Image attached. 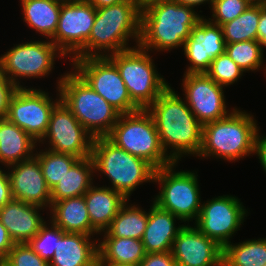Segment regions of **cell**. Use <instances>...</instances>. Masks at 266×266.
Listing matches in <instances>:
<instances>
[{
    "label": "cell",
    "mask_w": 266,
    "mask_h": 266,
    "mask_svg": "<svg viewBox=\"0 0 266 266\" xmlns=\"http://www.w3.org/2000/svg\"><path fill=\"white\" fill-rule=\"evenodd\" d=\"M176 266H222L223 248L195 226L184 225L173 241Z\"/></svg>",
    "instance_id": "obj_17"
},
{
    "label": "cell",
    "mask_w": 266,
    "mask_h": 266,
    "mask_svg": "<svg viewBox=\"0 0 266 266\" xmlns=\"http://www.w3.org/2000/svg\"><path fill=\"white\" fill-rule=\"evenodd\" d=\"M253 115L233 108L225 118L203 125L199 157L237 161L254 153L258 124Z\"/></svg>",
    "instance_id": "obj_4"
},
{
    "label": "cell",
    "mask_w": 266,
    "mask_h": 266,
    "mask_svg": "<svg viewBox=\"0 0 266 266\" xmlns=\"http://www.w3.org/2000/svg\"><path fill=\"white\" fill-rule=\"evenodd\" d=\"M176 219L182 221L171 212L152 204L142 238L146 253L171 251L174 239L184 226H175Z\"/></svg>",
    "instance_id": "obj_20"
},
{
    "label": "cell",
    "mask_w": 266,
    "mask_h": 266,
    "mask_svg": "<svg viewBox=\"0 0 266 266\" xmlns=\"http://www.w3.org/2000/svg\"><path fill=\"white\" fill-rule=\"evenodd\" d=\"M189 37L197 43H204L205 57H209L211 62L225 53L226 42L221 26L204 17L191 29Z\"/></svg>",
    "instance_id": "obj_32"
},
{
    "label": "cell",
    "mask_w": 266,
    "mask_h": 266,
    "mask_svg": "<svg viewBox=\"0 0 266 266\" xmlns=\"http://www.w3.org/2000/svg\"><path fill=\"white\" fill-rule=\"evenodd\" d=\"M225 52L245 72L262 68L263 51L258 40L226 43Z\"/></svg>",
    "instance_id": "obj_33"
},
{
    "label": "cell",
    "mask_w": 266,
    "mask_h": 266,
    "mask_svg": "<svg viewBox=\"0 0 266 266\" xmlns=\"http://www.w3.org/2000/svg\"><path fill=\"white\" fill-rule=\"evenodd\" d=\"M257 154L261 166L266 173V136L259 135L257 132L255 143H254V154Z\"/></svg>",
    "instance_id": "obj_43"
},
{
    "label": "cell",
    "mask_w": 266,
    "mask_h": 266,
    "mask_svg": "<svg viewBox=\"0 0 266 266\" xmlns=\"http://www.w3.org/2000/svg\"><path fill=\"white\" fill-rule=\"evenodd\" d=\"M260 4H251L232 21L221 26L226 43L257 40Z\"/></svg>",
    "instance_id": "obj_30"
},
{
    "label": "cell",
    "mask_w": 266,
    "mask_h": 266,
    "mask_svg": "<svg viewBox=\"0 0 266 266\" xmlns=\"http://www.w3.org/2000/svg\"><path fill=\"white\" fill-rule=\"evenodd\" d=\"M60 56L66 55L50 40L16 44L1 56L4 76L17 88L24 87L20 85L18 77L29 79L48 76L54 67V59Z\"/></svg>",
    "instance_id": "obj_11"
},
{
    "label": "cell",
    "mask_w": 266,
    "mask_h": 266,
    "mask_svg": "<svg viewBox=\"0 0 266 266\" xmlns=\"http://www.w3.org/2000/svg\"><path fill=\"white\" fill-rule=\"evenodd\" d=\"M244 72L225 52L211 62L206 74L218 85L227 87L241 79Z\"/></svg>",
    "instance_id": "obj_35"
},
{
    "label": "cell",
    "mask_w": 266,
    "mask_h": 266,
    "mask_svg": "<svg viewBox=\"0 0 266 266\" xmlns=\"http://www.w3.org/2000/svg\"><path fill=\"white\" fill-rule=\"evenodd\" d=\"M127 204L128 201L121 207L105 231L114 238L142 240L148 221V213L137 205L132 204L130 206V203Z\"/></svg>",
    "instance_id": "obj_28"
},
{
    "label": "cell",
    "mask_w": 266,
    "mask_h": 266,
    "mask_svg": "<svg viewBox=\"0 0 266 266\" xmlns=\"http://www.w3.org/2000/svg\"><path fill=\"white\" fill-rule=\"evenodd\" d=\"M58 95L53 101L43 90L19 87L11 96L6 118L40 143L47 132L51 112L61 101L60 92Z\"/></svg>",
    "instance_id": "obj_12"
},
{
    "label": "cell",
    "mask_w": 266,
    "mask_h": 266,
    "mask_svg": "<svg viewBox=\"0 0 266 266\" xmlns=\"http://www.w3.org/2000/svg\"><path fill=\"white\" fill-rule=\"evenodd\" d=\"M39 209L44 208L12 199L0 209V221L14 243H28L46 222Z\"/></svg>",
    "instance_id": "obj_19"
},
{
    "label": "cell",
    "mask_w": 266,
    "mask_h": 266,
    "mask_svg": "<svg viewBox=\"0 0 266 266\" xmlns=\"http://www.w3.org/2000/svg\"><path fill=\"white\" fill-rule=\"evenodd\" d=\"M202 18L193 7L176 1L151 5L141 11L139 46L148 52L152 49L159 52L183 47L191 29Z\"/></svg>",
    "instance_id": "obj_3"
},
{
    "label": "cell",
    "mask_w": 266,
    "mask_h": 266,
    "mask_svg": "<svg viewBox=\"0 0 266 266\" xmlns=\"http://www.w3.org/2000/svg\"><path fill=\"white\" fill-rule=\"evenodd\" d=\"M0 266H9L8 264H6L3 260L0 262Z\"/></svg>",
    "instance_id": "obj_51"
},
{
    "label": "cell",
    "mask_w": 266,
    "mask_h": 266,
    "mask_svg": "<svg viewBox=\"0 0 266 266\" xmlns=\"http://www.w3.org/2000/svg\"><path fill=\"white\" fill-rule=\"evenodd\" d=\"M62 2L61 0H21L23 19L28 27L51 39L57 30Z\"/></svg>",
    "instance_id": "obj_27"
},
{
    "label": "cell",
    "mask_w": 266,
    "mask_h": 266,
    "mask_svg": "<svg viewBox=\"0 0 266 266\" xmlns=\"http://www.w3.org/2000/svg\"><path fill=\"white\" fill-rule=\"evenodd\" d=\"M57 80L61 101L94 137H107L120 113L95 92L75 71Z\"/></svg>",
    "instance_id": "obj_5"
},
{
    "label": "cell",
    "mask_w": 266,
    "mask_h": 266,
    "mask_svg": "<svg viewBox=\"0 0 266 266\" xmlns=\"http://www.w3.org/2000/svg\"><path fill=\"white\" fill-rule=\"evenodd\" d=\"M147 110L155 121L161 146L173 162L178 163L186 154L198 156L203 125L170 86ZM167 149H171L170 153Z\"/></svg>",
    "instance_id": "obj_1"
},
{
    "label": "cell",
    "mask_w": 266,
    "mask_h": 266,
    "mask_svg": "<svg viewBox=\"0 0 266 266\" xmlns=\"http://www.w3.org/2000/svg\"><path fill=\"white\" fill-rule=\"evenodd\" d=\"M257 40L261 46L262 51L263 48H266V6L260 5V20L258 23L257 30Z\"/></svg>",
    "instance_id": "obj_44"
},
{
    "label": "cell",
    "mask_w": 266,
    "mask_h": 266,
    "mask_svg": "<svg viewBox=\"0 0 266 266\" xmlns=\"http://www.w3.org/2000/svg\"><path fill=\"white\" fill-rule=\"evenodd\" d=\"M107 138L156 170L173 163L161 146L155 121L147 109L120 114Z\"/></svg>",
    "instance_id": "obj_7"
},
{
    "label": "cell",
    "mask_w": 266,
    "mask_h": 266,
    "mask_svg": "<svg viewBox=\"0 0 266 266\" xmlns=\"http://www.w3.org/2000/svg\"><path fill=\"white\" fill-rule=\"evenodd\" d=\"M3 261L9 266H49L28 243H15Z\"/></svg>",
    "instance_id": "obj_37"
},
{
    "label": "cell",
    "mask_w": 266,
    "mask_h": 266,
    "mask_svg": "<svg viewBox=\"0 0 266 266\" xmlns=\"http://www.w3.org/2000/svg\"><path fill=\"white\" fill-rule=\"evenodd\" d=\"M47 138L51 147L48 150L80 159L91 156L94 137L62 101L52 110L47 132L40 142L44 144Z\"/></svg>",
    "instance_id": "obj_14"
},
{
    "label": "cell",
    "mask_w": 266,
    "mask_h": 266,
    "mask_svg": "<svg viewBox=\"0 0 266 266\" xmlns=\"http://www.w3.org/2000/svg\"><path fill=\"white\" fill-rule=\"evenodd\" d=\"M95 8H102L106 6L115 5L126 0H88Z\"/></svg>",
    "instance_id": "obj_45"
},
{
    "label": "cell",
    "mask_w": 266,
    "mask_h": 266,
    "mask_svg": "<svg viewBox=\"0 0 266 266\" xmlns=\"http://www.w3.org/2000/svg\"><path fill=\"white\" fill-rule=\"evenodd\" d=\"M182 5L190 6V7H196L201 4H206V2H210V5L212 6L213 0H174Z\"/></svg>",
    "instance_id": "obj_46"
},
{
    "label": "cell",
    "mask_w": 266,
    "mask_h": 266,
    "mask_svg": "<svg viewBox=\"0 0 266 266\" xmlns=\"http://www.w3.org/2000/svg\"><path fill=\"white\" fill-rule=\"evenodd\" d=\"M118 69L131 101L147 109L170 85L155 68L152 56L139 45L107 57Z\"/></svg>",
    "instance_id": "obj_8"
},
{
    "label": "cell",
    "mask_w": 266,
    "mask_h": 266,
    "mask_svg": "<svg viewBox=\"0 0 266 266\" xmlns=\"http://www.w3.org/2000/svg\"><path fill=\"white\" fill-rule=\"evenodd\" d=\"M17 87L6 77L0 81V118H6L9 101Z\"/></svg>",
    "instance_id": "obj_40"
},
{
    "label": "cell",
    "mask_w": 266,
    "mask_h": 266,
    "mask_svg": "<svg viewBox=\"0 0 266 266\" xmlns=\"http://www.w3.org/2000/svg\"><path fill=\"white\" fill-rule=\"evenodd\" d=\"M71 59L75 72L120 114L139 110L131 101L117 67L107 57Z\"/></svg>",
    "instance_id": "obj_10"
},
{
    "label": "cell",
    "mask_w": 266,
    "mask_h": 266,
    "mask_svg": "<svg viewBox=\"0 0 266 266\" xmlns=\"http://www.w3.org/2000/svg\"><path fill=\"white\" fill-rule=\"evenodd\" d=\"M182 85L186 104L202 125L225 118L231 113L226 109L223 86L206 73H184Z\"/></svg>",
    "instance_id": "obj_16"
},
{
    "label": "cell",
    "mask_w": 266,
    "mask_h": 266,
    "mask_svg": "<svg viewBox=\"0 0 266 266\" xmlns=\"http://www.w3.org/2000/svg\"><path fill=\"white\" fill-rule=\"evenodd\" d=\"M140 34L141 10L137 0H126L115 5L96 8L90 36L86 44L72 58L108 57L128 50L132 48L128 44L129 38H133L138 46Z\"/></svg>",
    "instance_id": "obj_2"
},
{
    "label": "cell",
    "mask_w": 266,
    "mask_h": 266,
    "mask_svg": "<svg viewBox=\"0 0 266 266\" xmlns=\"http://www.w3.org/2000/svg\"><path fill=\"white\" fill-rule=\"evenodd\" d=\"M37 151L35 157L40 162V167L50 189H52L69 169L80 159L70 154L56 153L51 150Z\"/></svg>",
    "instance_id": "obj_31"
},
{
    "label": "cell",
    "mask_w": 266,
    "mask_h": 266,
    "mask_svg": "<svg viewBox=\"0 0 266 266\" xmlns=\"http://www.w3.org/2000/svg\"><path fill=\"white\" fill-rule=\"evenodd\" d=\"M37 145L30 135L7 118H0V163L10 166L35 156Z\"/></svg>",
    "instance_id": "obj_24"
},
{
    "label": "cell",
    "mask_w": 266,
    "mask_h": 266,
    "mask_svg": "<svg viewBox=\"0 0 266 266\" xmlns=\"http://www.w3.org/2000/svg\"><path fill=\"white\" fill-rule=\"evenodd\" d=\"M97 266H137V265H116L112 263H97Z\"/></svg>",
    "instance_id": "obj_49"
},
{
    "label": "cell",
    "mask_w": 266,
    "mask_h": 266,
    "mask_svg": "<svg viewBox=\"0 0 266 266\" xmlns=\"http://www.w3.org/2000/svg\"><path fill=\"white\" fill-rule=\"evenodd\" d=\"M251 5L247 0H213L209 21L222 26L238 17Z\"/></svg>",
    "instance_id": "obj_36"
},
{
    "label": "cell",
    "mask_w": 266,
    "mask_h": 266,
    "mask_svg": "<svg viewBox=\"0 0 266 266\" xmlns=\"http://www.w3.org/2000/svg\"><path fill=\"white\" fill-rule=\"evenodd\" d=\"M91 157L94 171L107 175L110 188L128 200L138 185L154 181L156 169L150 163L117 147L107 137L94 138Z\"/></svg>",
    "instance_id": "obj_6"
},
{
    "label": "cell",
    "mask_w": 266,
    "mask_h": 266,
    "mask_svg": "<svg viewBox=\"0 0 266 266\" xmlns=\"http://www.w3.org/2000/svg\"><path fill=\"white\" fill-rule=\"evenodd\" d=\"M6 227L0 221V258L3 260L14 246Z\"/></svg>",
    "instance_id": "obj_42"
},
{
    "label": "cell",
    "mask_w": 266,
    "mask_h": 266,
    "mask_svg": "<svg viewBox=\"0 0 266 266\" xmlns=\"http://www.w3.org/2000/svg\"><path fill=\"white\" fill-rule=\"evenodd\" d=\"M184 55L187 57L189 64L186 74L206 73L211 66L209 57H205L204 43H197L188 37L183 46Z\"/></svg>",
    "instance_id": "obj_38"
},
{
    "label": "cell",
    "mask_w": 266,
    "mask_h": 266,
    "mask_svg": "<svg viewBox=\"0 0 266 266\" xmlns=\"http://www.w3.org/2000/svg\"><path fill=\"white\" fill-rule=\"evenodd\" d=\"M266 264V238L229 243L223 248L222 266H264Z\"/></svg>",
    "instance_id": "obj_29"
},
{
    "label": "cell",
    "mask_w": 266,
    "mask_h": 266,
    "mask_svg": "<svg viewBox=\"0 0 266 266\" xmlns=\"http://www.w3.org/2000/svg\"><path fill=\"white\" fill-rule=\"evenodd\" d=\"M174 0H137L139 8L141 11L145 10L146 8L150 7L151 5L161 3V2H169Z\"/></svg>",
    "instance_id": "obj_47"
},
{
    "label": "cell",
    "mask_w": 266,
    "mask_h": 266,
    "mask_svg": "<svg viewBox=\"0 0 266 266\" xmlns=\"http://www.w3.org/2000/svg\"><path fill=\"white\" fill-rule=\"evenodd\" d=\"M95 17L96 8L88 0L62 2L57 30L50 41L64 55L73 57L86 44Z\"/></svg>",
    "instance_id": "obj_15"
},
{
    "label": "cell",
    "mask_w": 266,
    "mask_h": 266,
    "mask_svg": "<svg viewBox=\"0 0 266 266\" xmlns=\"http://www.w3.org/2000/svg\"><path fill=\"white\" fill-rule=\"evenodd\" d=\"M247 213L235 196H218L202 204L195 227L224 248L231 242L229 240L232 235L240 229Z\"/></svg>",
    "instance_id": "obj_13"
},
{
    "label": "cell",
    "mask_w": 266,
    "mask_h": 266,
    "mask_svg": "<svg viewBox=\"0 0 266 266\" xmlns=\"http://www.w3.org/2000/svg\"><path fill=\"white\" fill-rule=\"evenodd\" d=\"M3 62L2 57L0 56V81L4 78Z\"/></svg>",
    "instance_id": "obj_50"
},
{
    "label": "cell",
    "mask_w": 266,
    "mask_h": 266,
    "mask_svg": "<svg viewBox=\"0 0 266 266\" xmlns=\"http://www.w3.org/2000/svg\"><path fill=\"white\" fill-rule=\"evenodd\" d=\"M91 225L103 233L121 207L129 201L123 194L110 187L92 185L84 194Z\"/></svg>",
    "instance_id": "obj_22"
},
{
    "label": "cell",
    "mask_w": 266,
    "mask_h": 266,
    "mask_svg": "<svg viewBox=\"0 0 266 266\" xmlns=\"http://www.w3.org/2000/svg\"><path fill=\"white\" fill-rule=\"evenodd\" d=\"M93 173L92 157L79 159L51 189V205L65 198L84 195L93 185Z\"/></svg>",
    "instance_id": "obj_26"
},
{
    "label": "cell",
    "mask_w": 266,
    "mask_h": 266,
    "mask_svg": "<svg viewBox=\"0 0 266 266\" xmlns=\"http://www.w3.org/2000/svg\"><path fill=\"white\" fill-rule=\"evenodd\" d=\"M51 220L65 233L100 234L90 222L84 195L65 198L51 205Z\"/></svg>",
    "instance_id": "obj_23"
},
{
    "label": "cell",
    "mask_w": 266,
    "mask_h": 266,
    "mask_svg": "<svg viewBox=\"0 0 266 266\" xmlns=\"http://www.w3.org/2000/svg\"><path fill=\"white\" fill-rule=\"evenodd\" d=\"M8 172L12 197L15 200L42 208L51 207V189L44 179L40 162L34 156L31 159L12 164Z\"/></svg>",
    "instance_id": "obj_18"
},
{
    "label": "cell",
    "mask_w": 266,
    "mask_h": 266,
    "mask_svg": "<svg viewBox=\"0 0 266 266\" xmlns=\"http://www.w3.org/2000/svg\"><path fill=\"white\" fill-rule=\"evenodd\" d=\"M103 239L97 244V263L116 265H137L146 256L142 240L133 238H114L106 231Z\"/></svg>",
    "instance_id": "obj_25"
},
{
    "label": "cell",
    "mask_w": 266,
    "mask_h": 266,
    "mask_svg": "<svg viewBox=\"0 0 266 266\" xmlns=\"http://www.w3.org/2000/svg\"><path fill=\"white\" fill-rule=\"evenodd\" d=\"M61 1L65 2V1H82V0H61Z\"/></svg>",
    "instance_id": "obj_52"
},
{
    "label": "cell",
    "mask_w": 266,
    "mask_h": 266,
    "mask_svg": "<svg viewBox=\"0 0 266 266\" xmlns=\"http://www.w3.org/2000/svg\"><path fill=\"white\" fill-rule=\"evenodd\" d=\"M50 223L51 226H48L45 222L39 232L28 242L29 246L48 263L54 256L57 241L65 234L52 221Z\"/></svg>",
    "instance_id": "obj_34"
},
{
    "label": "cell",
    "mask_w": 266,
    "mask_h": 266,
    "mask_svg": "<svg viewBox=\"0 0 266 266\" xmlns=\"http://www.w3.org/2000/svg\"><path fill=\"white\" fill-rule=\"evenodd\" d=\"M177 162L161 167L155 171L154 181L161 185L159 194L153 203L169 211L182 222L197 220L201 211V198L197 173L173 169Z\"/></svg>",
    "instance_id": "obj_9"
},
{
    "label": "cell",
    "mask_w": 266,
    "mask_h": 266,
    "mask_svg": "<svg viewBox=\"0 0 266 266\" xmlns=\"http://www.w3.org/2000/svg\"><path fill=\"white\" fill-rule=\"evenodd\" d=\"M98 241L82 233H65L57 241L49 266H97Z\"/></svg>",
    "instance_id": "obj_21"
},
{
    "label": "cell",
    "mask_w": 266,
    "mask_h": 266,
    "mask_svg": "<svg viewBox=\"0 0 266 266\" xmlns=\"http://www.w3.org/2000/svg\"><path fill=\"white\" fill-rule=\"evenodd\" d=\"M13 199L8 173L0 169V209Z\"/></svg>",
    "instance_id": "obj_41"
},
{
    "label": "cell",
    "mask_w": 266,
    "mask_h": 266,
    "mask_svg": "<svg viewBox=\"0 0 266 266\" xmlns=\"http://www.w3.org/2000/svg\"><path fill=\"white\" fill-rule=\"evenodd\" d=\"M139 266H176L171 251L147 253Z\"/></svg>",
    "instance_id": "obj_39"
},
{
    "label": "cell",
    "mask_w": 266,
    "mask_h": 266,
    "mask_svg": "<svg viewBox=\"0 0 266 266\" xmlns=\"http://www.w3.org/2000/svg\"><path fill=\"white\" fill-rule=\"evenodd\" d=\"M250 4L266 5V0H247Z\"/></svg>",
    "instance_id": "obj_48"
}]
</instances>
